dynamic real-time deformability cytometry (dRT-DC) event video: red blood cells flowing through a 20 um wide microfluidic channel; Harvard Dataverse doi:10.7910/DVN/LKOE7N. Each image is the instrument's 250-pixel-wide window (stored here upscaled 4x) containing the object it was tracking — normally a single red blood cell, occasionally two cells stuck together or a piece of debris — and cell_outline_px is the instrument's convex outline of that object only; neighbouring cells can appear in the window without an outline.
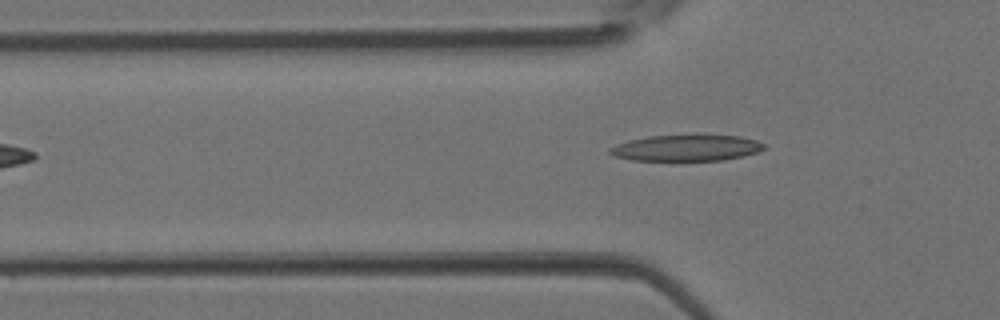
{"species": "Egyptian fruit bat (a non-hibernating species)", "species_latin": "Rousettus aegyptiacus", "temperature_condition": "room temperature", "stored_images_in_passage": 4, "camera_frame_rate_fps": 3000, "um_per_image_px": 0.085, "animal": {"sex": "female"}, "frame": {"image": 1, "passage_image": 4, "time_ms": 1.0, "image_size_px": [1000, 320], "cell_outline_px": [[768, 148], [756, 152], [724, 160], [676, 164], [632, 160], [616, 156], [608, 152], [608, 148], [632, 140], [648, 136], [740, 136], [756, 140], [768, 144]], "centroid_in_image_um": [58.36, 12.64], "position_along_channel_um": 67.4, "area_um2": 24.33}}